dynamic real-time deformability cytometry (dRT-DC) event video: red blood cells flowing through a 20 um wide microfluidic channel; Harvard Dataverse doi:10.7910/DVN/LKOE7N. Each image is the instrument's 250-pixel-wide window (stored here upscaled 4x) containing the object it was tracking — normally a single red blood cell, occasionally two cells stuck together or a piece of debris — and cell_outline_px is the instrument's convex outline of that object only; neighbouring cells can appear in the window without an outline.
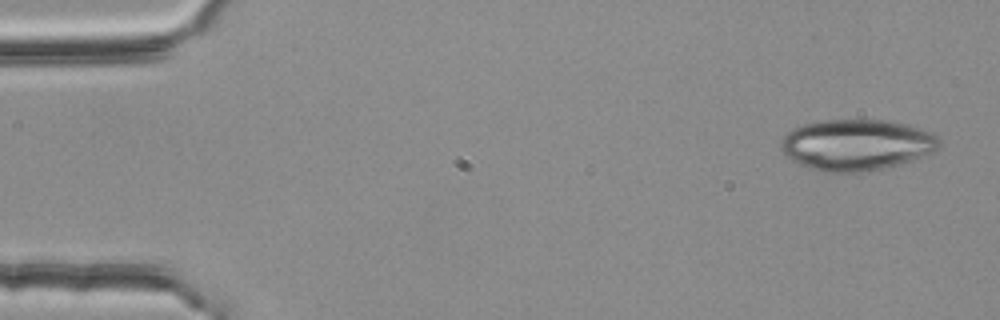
{"species": "common noctule bat (a hibernating species)", "species_latin": "Nyctalus noctula", "temperature_condition": "room temperature", "stored_images_in_passage": 3, "camera_frame_rate_fps": 3000, "um_per_image_px": 0.085, "animal": {"sex": "female", "body_mass_g": 25.1}, "frame": {"image": 1, "passage_image": 1, "time_ms": 0.0, "image_size_px": [1000, 320], "cell_outline_px": [[940, 144], [932, 152], [912, 160], [900, 164], [884, 168], [864, 172], [820, 172], [808, 168], [792, 160], [780, 148], [780, 140], [792, 128], [804, 124], [820, 120], [888, 120], [908, 124], [920, 128], [936, 136], [940, 140]], "centroid_in_image_um": [72.78, 12.31], "position_along_channel_um": 12.2, "area_um2": 47.22}}